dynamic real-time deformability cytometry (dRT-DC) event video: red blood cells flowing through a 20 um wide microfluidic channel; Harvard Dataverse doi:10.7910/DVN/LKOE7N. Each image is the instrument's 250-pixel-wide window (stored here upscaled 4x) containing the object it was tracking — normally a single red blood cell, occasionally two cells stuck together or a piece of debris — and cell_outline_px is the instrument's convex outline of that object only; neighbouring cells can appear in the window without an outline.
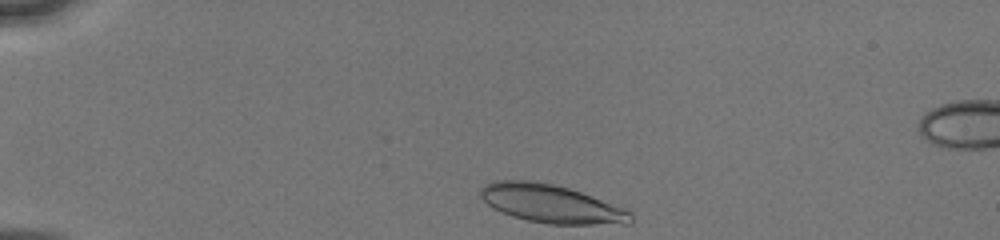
{"species": "human", "species_latin": "Homo sapiens", "temperature_condition": "cold", "stored_images_in_passage": 7, "camera_frame_rate_fps": 3000, "um_per_image_px": 0.085, "donor": {"sex": "male"}, "frame": {"image": 1, "passage_image": 1, "time_ms": 0.0, "image_size_px": [1000, 240], "cell_outline_px": [[632, 220], [628, 224], [548, 224], [528, 220], [492, 208], [480, 196], [480, 188], [484, 184], [496, 180], [536, 180], [568, 188], [580, 192], [624, 208], [632, 212]], "centroid_in_image_um": [46.84, 17.31], "position_along_channel_um": 38.2, "area_um2": 33.23}}
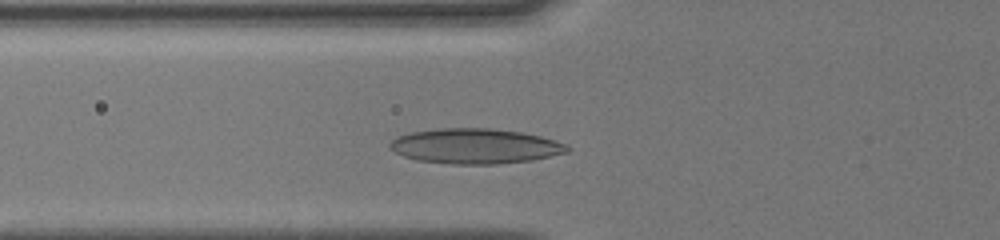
{"frame": {"image": 2, "passage_image": 4, "time_ms": 2.667, "image_size_px": [1000, 240], "cell_outline_px": [[572, 148], [568, 152], [532, 160], [496, 164], [452, 164], [420, 160], [404, 156], [388, 148], [388, 144], [396, 136], [412, 132], [440, 128], [492, 128], [520, 132], [540, 136], [564, 144]], "centroid_in_image_um": [40.37, 12.42], "position_along_channel_um": 85.4, "area_um2": 36.13}}
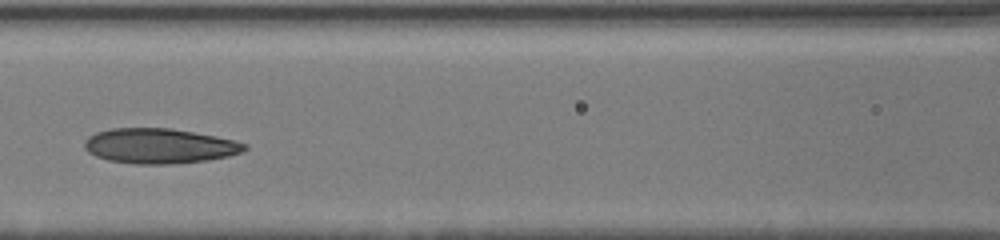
{"frame": {"image": 3, "passage_image": 6, "time_ms": 4.333, "image_size_px": [1000, 240], "cell_outline_px": [[248, 148], [240, 152], [228, 156], [208, 160], [176, 164], [132, 164], [108, 160], [96, 156], [88, 152], [84, 148], [84, 140], [88, 136], [96, 132], [112, 128], [172, 128], [216, 136], [248, 144]], "centroid_in_image_um": [13.53, 12.41], "position_along_channel_um": 153.1, "area_um2": 32.89}}